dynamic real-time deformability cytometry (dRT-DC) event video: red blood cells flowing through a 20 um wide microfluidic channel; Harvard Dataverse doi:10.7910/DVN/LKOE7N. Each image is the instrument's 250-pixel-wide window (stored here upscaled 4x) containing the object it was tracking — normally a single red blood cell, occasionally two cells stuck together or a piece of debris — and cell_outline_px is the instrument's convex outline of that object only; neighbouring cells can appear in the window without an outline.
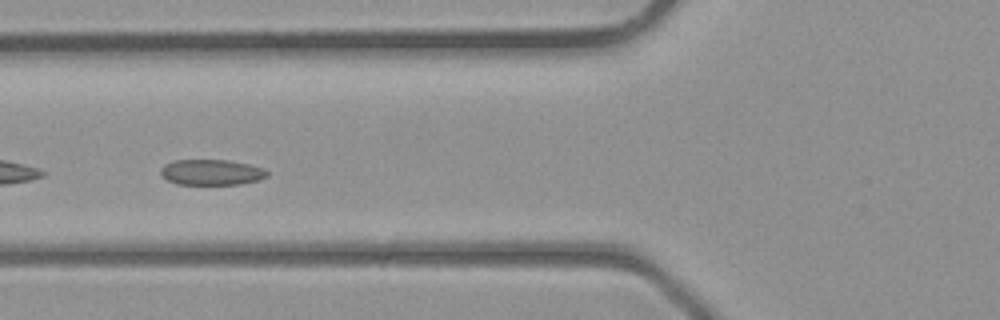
{"species": "common noctule bat (a hibernating species)", "species_latin": "Nyctalus noctula", "temperature_condition": "room temperature", "stored_images_in_passage": 25, "camera_frame_rate_fps": 3000, "um_per_image_px": 0.085, "animal": {"sex": "male", "body_mass_g": 23.1, "forearm_length_mm": 52.7}, "frame": {"image": 1, "passage_image": 3, "time_ms": 0.667, "image_size_px": [1000, 320], "cell_outline_px": [[268, 176], [256, 180], [240, 184], [176, 184], [160, 176], [160, 168], [164, 164], [172, 160], [228, 160], [248, 164], [264, 168], [268, 172]], "centroid_in_image_um": [17.93, 14.63], "position_along_channel_um": 107.9, "area_um2": 15.95}}
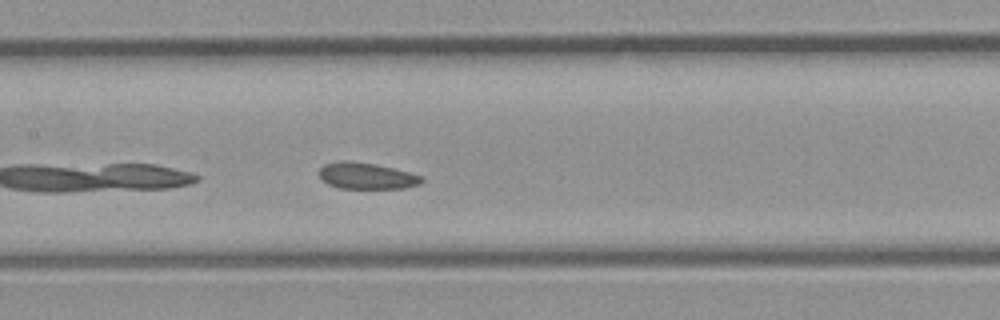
{"frame": {"image": 2, "passage_image": 7, "time_ms": 2.0, "image_size_px": [1000, 320], "cell_outline_px": [[424, 180], [420, 184], [404, 188], [340, 188], [328, 184], [320, 176], [320, 168], [324, 164], [340, 160], [352, 160], [376, 164], [424, 176]], "centroid_in_image_um": [31.17, 14.93], "position_along_channel_um": 176.2, "area_um2": 15.78}}
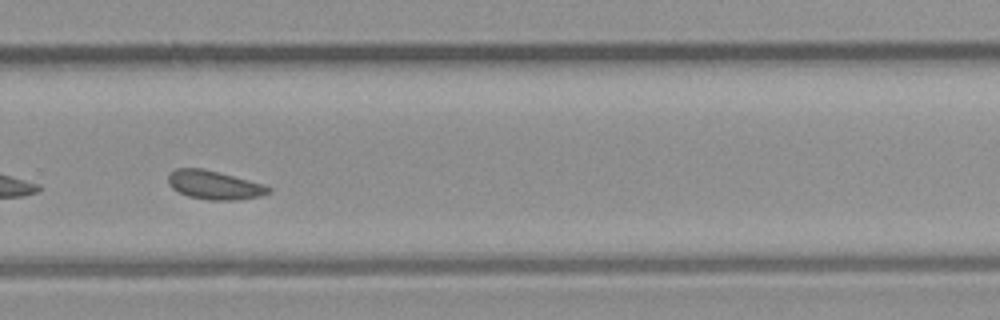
{"frame": {"image": 3, "passage_image": 15, "time_ms": 4.667, "image_size_px": [1000, 320], "cell_outline_px": [[272, 192], [260, 196], [232, 200], [208, 200], [188, 196], [172, 188], [168, 184], [168, 172], [176, 168], [204, 168], [220, 172], [264, 184], [272, 188]], "centroid_in_image_um": [18.21, 15.71], "position_along_channel_um": 311.6, "area_um2": 16.94}}